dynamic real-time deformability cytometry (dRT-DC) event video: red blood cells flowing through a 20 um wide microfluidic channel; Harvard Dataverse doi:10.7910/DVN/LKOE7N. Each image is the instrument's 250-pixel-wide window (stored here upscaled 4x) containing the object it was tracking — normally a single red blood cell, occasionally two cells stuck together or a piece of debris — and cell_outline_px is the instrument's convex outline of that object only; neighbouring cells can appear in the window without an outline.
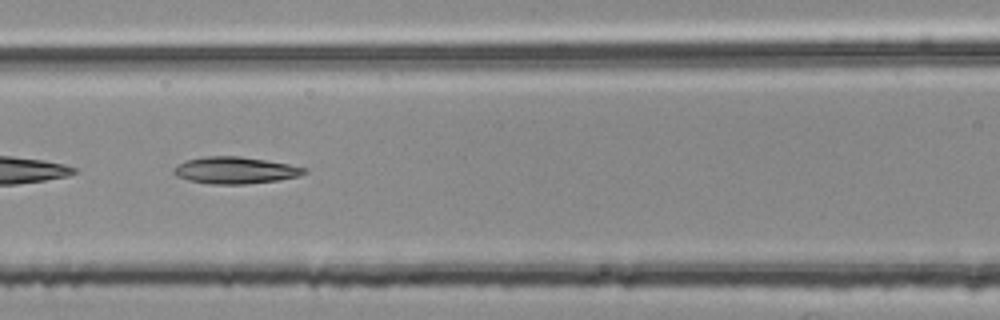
{"species": "common noctule bat (a hibernating species)", "species_latin": "Nyctalus noctula", "temperature_condition": "room temperature", "stored_images_in_passage": 34, "camera_frame_rate_fps": 3000, "um_per_image_px": 0.085, "animal": {"sex": "female", "body_mass_g": 25.1}, "frame": {"image": 1, "passage_image": 10, "time_ms": 3.0, "image_size_px": [1000, 320], "cell_outline_px": [[308, 172], [300, 176], [276, 180], [244, 184], [212, 184], [188, 180], [176, 176], [172, 172], [176, 164], [188, 160], [204, 156], [240, 156], [288, 164], [308, 168]], "centroid_in_image_um": [19.98, 14.47], "position_along_channel_um": 146.6, "area_um2": 20.35}}
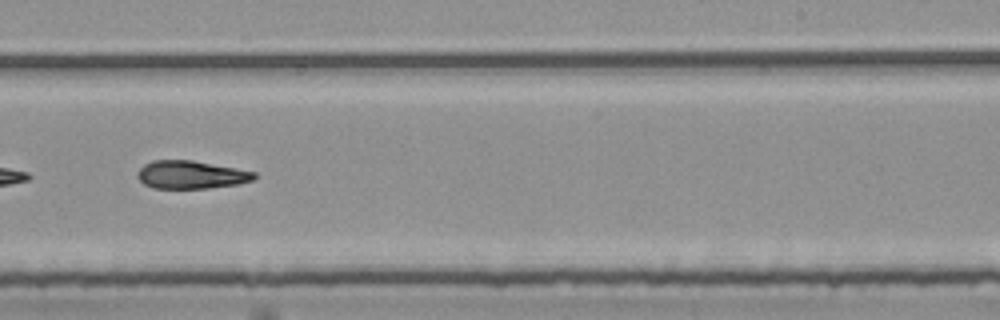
{"frame": {"image": 2, "passage_image": 20, "time_ms": 6.333, "image_size_px": [1000, 320], "cell_outline_px": [[256, 176], [252, 180], [236, 184], [208, 188], [152, 188], [144, 184], [136, 176], [140, 168], [144, 164], [152, 160], [192, 160], [236, 168], [256, 172]], "centroid_in_image_um": [16.21, 14.84], "position_along_channel_um": 272.8, "area_um2": 18.96}, "authors_computed_cell_mechanics": {"area_um2": 19.8543, "velocity_mm_per_s": 3.8022, "shape_relaxation_time_tau1_ms": 6.2086, "shape_relaxation_time_tau2_ms": 10.494, "deformation_change_tau1": 0.1767, "deformation_change_tau2": 0.2256}}